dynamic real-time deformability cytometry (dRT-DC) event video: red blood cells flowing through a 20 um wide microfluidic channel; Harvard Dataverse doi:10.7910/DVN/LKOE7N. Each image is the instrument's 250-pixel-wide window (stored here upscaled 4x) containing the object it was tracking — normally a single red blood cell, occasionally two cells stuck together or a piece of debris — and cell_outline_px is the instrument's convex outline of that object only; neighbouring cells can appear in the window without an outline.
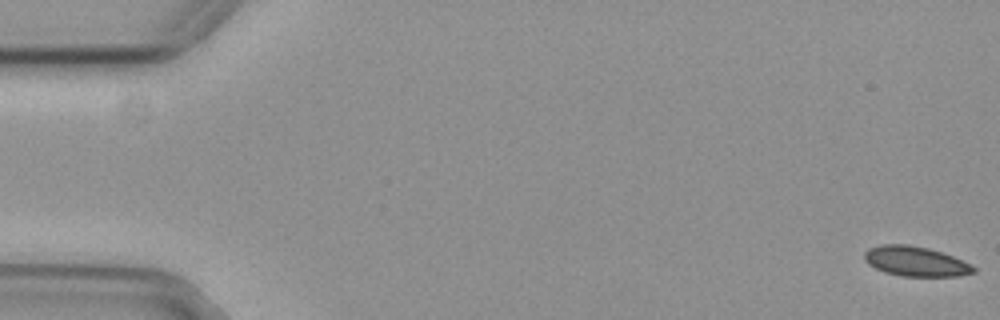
{"species": "common noctule bat (a hibernating species)", "species_latin": "Nyctalus noctula", "temperature_condition": "cold", "stored_images_in_passage": 56, "camera_frame_rate_fps": 3000, "um_per_image_px": 0.085, "animal": {"sex": "female", "body_mass_g": 29.2, "forearm_length_mm": 56.3}, "frame": {"image": 1, "passage_image": 1, "time_ms": 0.0, "image_size_px": [1000, 320], "cell_outline_px": [[976, 272], [960, 276], [900, 276], [884, 272], [868, 264], [864, 260], [864, 252], [868, 248], [880, 244], [908, 244], [928, 248], [952, 256], [972, 264], [976, 268]], "centroid_in_image_um": [77.81, 22.21], "position_along_channel_um": 7.2, "area_um2": 19.13}}
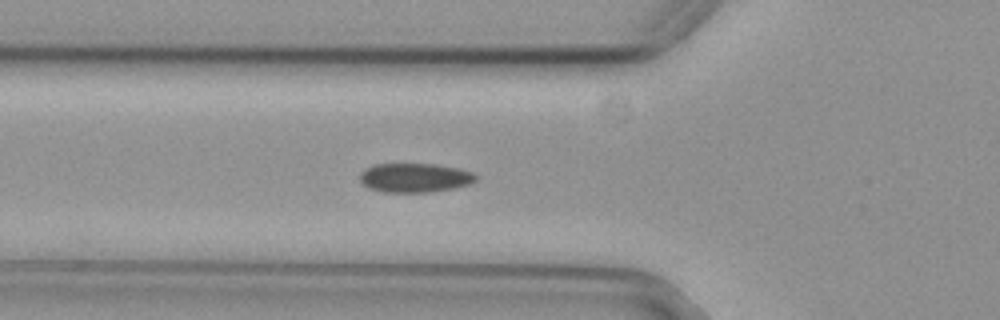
{"frame": {"image": 2, "passage_image": 20, "time_ms": 6.333, "image_size_px": [1000, 320], "cell_outline_px": [[476, 180], [468, 184], [452, 188], [432, 192], [380, 192], [368, 188], [360, 180], [360, 172], [364, 168], [376, 164], [436, 164], [456, 168], [472, 172], [476, 176]], "centroid_in_image_um": [35.21, 15.11], "position_along_channel_um": 90.6, "area_um2": 19.65}}
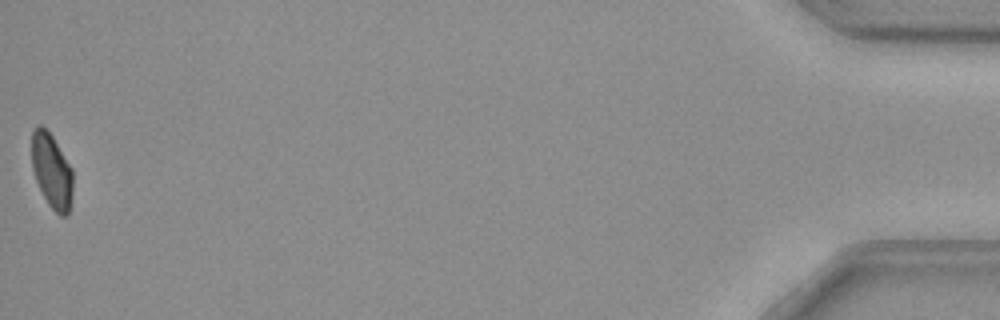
{"frame": {"image": 3, "passage_image": 56, "time_ms": 18.333, "image_size_px": [1000, 320], "cell_outline_px": [[72, 196], [68, 212], [64, 216], [60, 216], [48, 204], [36, 180], [32, 168], [32, 132], [40, 124], [52, 136], [72, 168]], "centroid_in_image_um": [4.4, 14.54], "position_along_channel_um": 430.8, "area_um2": 17.57}, "authors_computed_cell_mechanics": {"area_um2": 19.7965, "velocity_mm_per_s": 3.7068, "shape_relaxation_time_tau1_ms": 6.5369, "shape_relaxation_time_tau2_ms": null, "deformation_change_tau1": 0.0951, "deformation_change_tau2": null}}